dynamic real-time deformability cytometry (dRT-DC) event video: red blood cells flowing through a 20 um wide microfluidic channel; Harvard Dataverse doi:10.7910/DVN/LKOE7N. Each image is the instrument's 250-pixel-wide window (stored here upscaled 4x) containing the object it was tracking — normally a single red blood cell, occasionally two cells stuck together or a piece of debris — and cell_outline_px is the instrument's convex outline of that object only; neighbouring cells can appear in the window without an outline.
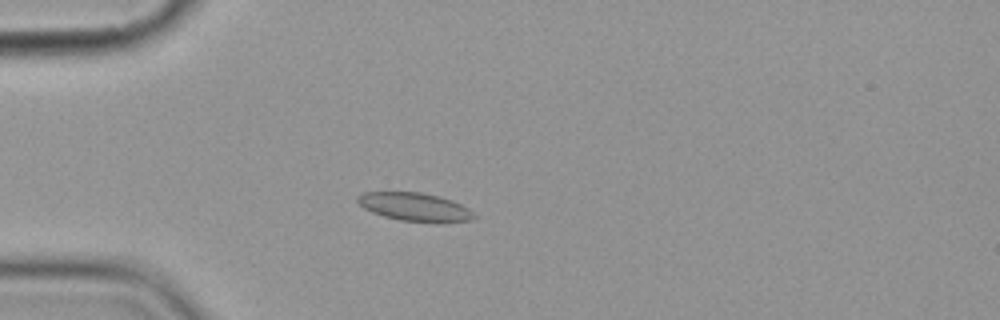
{"species": "common noctule bat (a hibernating species)", "species_latin": "Nyctalus noctula", "temperature_condition": "cold", "stored_images_in_passage": 6, "camera_frame_rate_fps": 3000, "um_per_image_px": 0.085, "animal": {"sex": "female", "body_mass_g": 19.9}, "frame": {"image": 1, "passage_image": 4, "time_ms": 3.667, "image_size_px": [1000, 320], "cell_outline_px": [[476, 216], [472, 220], [444, 224], [400, 220], [384, 216], [372, 212], [364, 208], [356, 200], [356, 196], [364, 192], [420, 192], [452, 200], [468, 208]], "centroid_in_image_um": [35.28, 17.61], "position_along_channel_um": 49.7, "area_um2": 19.42}}
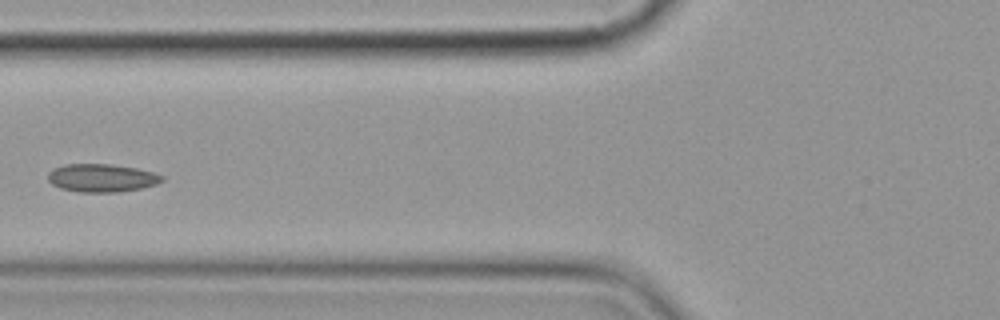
{"frame": {"image": 2, "passage_image": 6, "time_ms": 6.0, "image_size_px": [1000, 320], "cell_outline_px": [[164, 180], [156, 184], [140, 188], [120, 192], [80, 192], [60, 188], [52, 184], [48, 180], [48, 172], [64, 164], [108, 164], [136, 168], [152, 172], [164, 176]], "centroid_in_image_um": [8.64, 15.13], "position_along_channel_um": 117.2, "area_um2": 18.55}}